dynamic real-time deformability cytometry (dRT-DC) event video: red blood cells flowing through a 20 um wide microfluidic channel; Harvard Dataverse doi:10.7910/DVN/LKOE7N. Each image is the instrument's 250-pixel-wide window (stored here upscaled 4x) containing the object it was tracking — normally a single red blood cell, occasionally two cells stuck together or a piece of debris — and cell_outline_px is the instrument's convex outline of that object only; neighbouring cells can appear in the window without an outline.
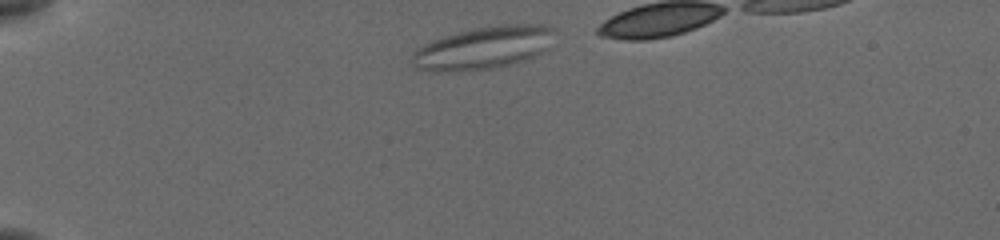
{"species": "common noctule bat (a hibernating species)", "species_latin": "Nyctalus noctula", "temperature_condition": "cold", "stored_images_in_passage": 36, "camera_frame_rate_fps": 3000, "um_per_image_px": 0.085, "animal": {"sex": "female", "body_mass_g": 19.5, "forearm_length_mm": 54.1}, "frame": {"image": 1, "passage_image": 2, "time_ms": 0.333, "image_size_px": [1000, 240], "cell_outline_px": [[544, 28], [540, 52], [524, 60], [508, 64], [488, 68], [424, 68], [416, 56], [416, 52], [420, 48], [436, 40], [460, 32], [476, 28], [516, 24]], "centroid_in_image_um": [41.04, 4.04], "position_along_channel_um": 44.0, "area_um2": 30.35}}
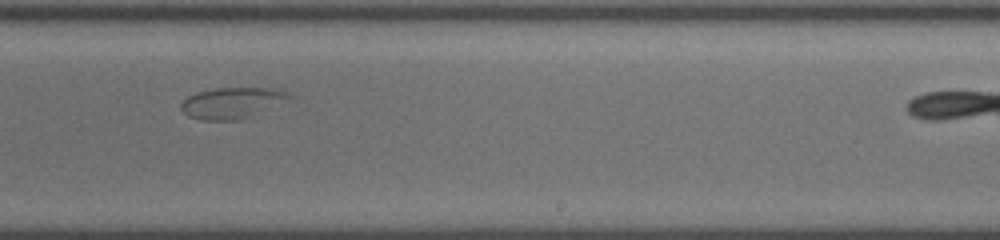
{"frame": {"image": 2, "passage_image": 24, "time_ms": 7.667, "image_size_px": [1000, 240], "cell_outline_px": [[288, 96], [240, 120], [200, 120], [188, 116], [180, 108], [180, 104], [188, 96], [196, 92], [216, 88], [272, 88], [284, 92]], "centroid_in_image_um": [19.5, 8.74], "position_along_channel_um": 269.5, "area_um2": 18.5}}
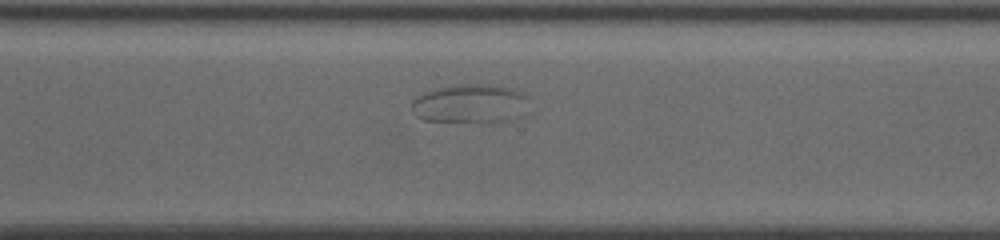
{"frame": {"image": 3, "passage_image": 29, "time_ms": 9.333, "image_size_px": [1000, 240], "cell_outline_px": [[524, 96], [512, 120], [500, 124], [488, 124], [424, 120], [416, 116], [412, 104], [420, 96], [428, 92], [440, 88], [460, 84], [500, 84], [516, 88]], "centroid_in_image_um": [39.93, 8.84], "position_along_channel_um": 330.7, "area_um2": 26.13}}